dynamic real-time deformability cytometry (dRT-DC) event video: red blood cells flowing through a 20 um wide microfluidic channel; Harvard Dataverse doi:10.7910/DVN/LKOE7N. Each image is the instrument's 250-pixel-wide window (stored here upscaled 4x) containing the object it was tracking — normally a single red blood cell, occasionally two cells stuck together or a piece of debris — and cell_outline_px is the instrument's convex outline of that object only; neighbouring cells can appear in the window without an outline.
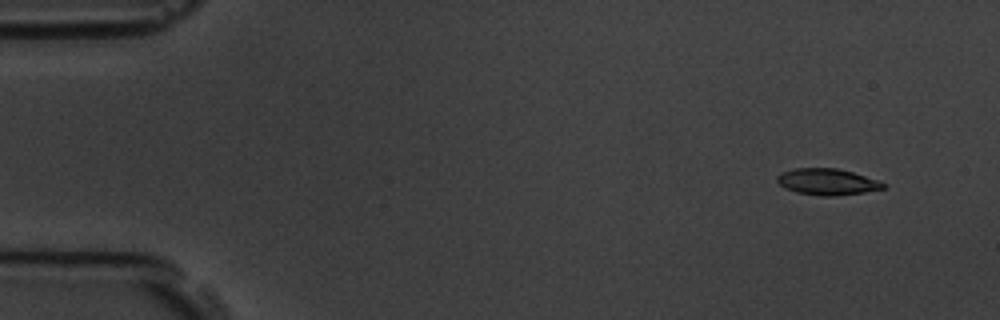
{"species": "common noctule bat (a hibernating species)", "species_latin": "Nyctalus noctula", "temperature_condition": "room temperature", "stored_images_in_passage": 6, "camera_frame_rate_fps": 3000, "um_per_image_px": 0.085, "animal": {"sex": "male", "body_mass_g": 19.5, "forearm_length_mm": 54.6}, "frame": {"image": 1, "passage_image": 2, "time_ms": 1.0, "image_size_px": [1000, 320], "cell_outline_px": [[888, 184], [884, 188], [864, 192], [836, 196], [820, 196], [796, 192], [784, 188], [776, 180], [776, 176], [780, 172], [792, 168], [836, 168], [852, 172]], "centroid_in_image_um": [70.26, 15.45], "position_along_channel_um": 14.7, "area_um2": 16.36}}
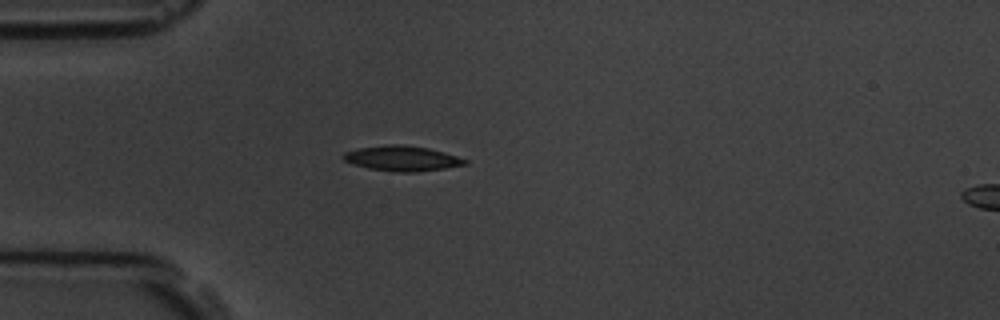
{"frame": {"image": 2, "passage_image": 5, "time_ms": 4.667, "image_size_px": [1000, 320], "cell_outline_px": [[468, 164], [444, 168], [416, 172], [392, 172], [368, 168], [352, 164], [344, 160], [340, 156], [344, 152], [356, 148], [388, 144], [404, 144], [428, 148], [444, 152], [468, 160]], "centroid_in_image_um": [34.13, 13.46], "position_along_channel_um": 50.9, "area_um2": 18.03}}